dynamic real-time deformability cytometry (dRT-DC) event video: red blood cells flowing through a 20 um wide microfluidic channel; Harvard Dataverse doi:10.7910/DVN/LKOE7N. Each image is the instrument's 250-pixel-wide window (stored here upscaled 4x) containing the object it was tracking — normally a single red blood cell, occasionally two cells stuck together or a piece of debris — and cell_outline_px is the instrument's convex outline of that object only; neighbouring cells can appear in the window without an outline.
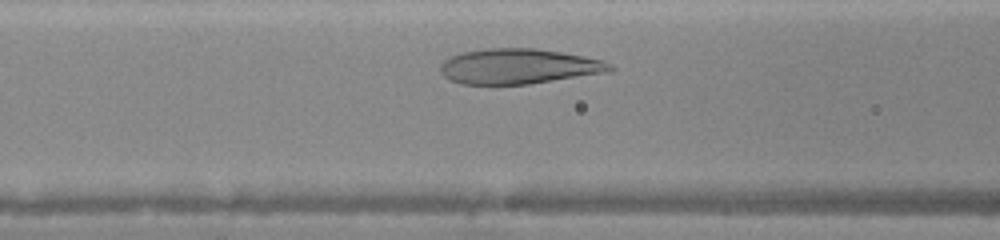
{"species": "human", "species_latin": "Homo sapiens", "temperature_condition": "warm", "stored_images_in_passage": 24, "camera_frame_rate_fps": 3000, "um_per_image_px": 0.085, "donor": {"sex": "female"}, "frame": {"image": 1, "passage_image": 6, "time_ms": 1.667, "image_size_px": [1000, 240], "cell_outline_px": [[616, 68], [608, 72], [528, 84], [460, 84], [444, 76], [440, 72], [440, 64], [448, 56], [460, 52], [488, 48], [536, 48], [584, 56], [604, 60], [612, 64]], "centroid_in_image_um": [44.07, 5.63], "position_along_channel_um": 122.5, "area_um2": 34.97}}
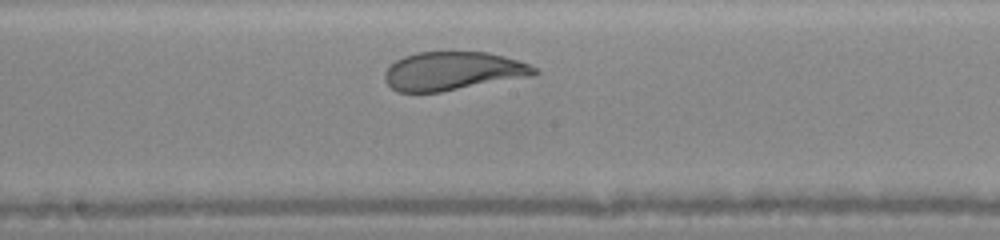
{"frame": {"image": 2, "passage_image": 12, "time_ms": 3.667, "image_size_px": [1000, 240], "cell_outline_px": [[540, 72], [536, 76], [440, 92], [396, 92], [384, 80], [384, 72], [396, 60], [404, 56], [416, 52], [488, 52], [504, 56], [528, 64], [536, 68]], "centroid_in_image_um": [38.52, 6.05], "position_along_channel_um": 209.7, "area_um2": 33.81}}
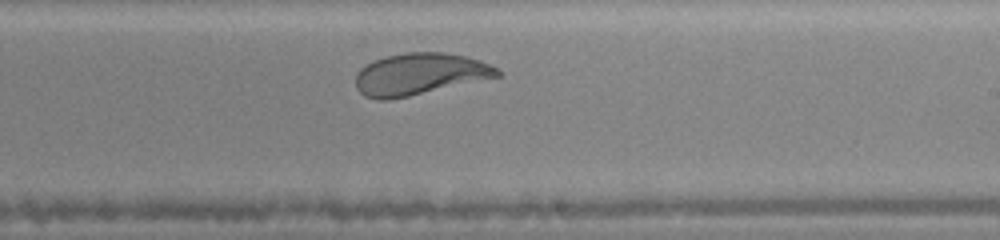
{"frame": {"image": 3, "passage_image": 15, "time_ms": 4.667, "image_size_px": [1000, 240], "cell_outline_px": [[500, 76], [408, 96], [388, 100], [376, 100], [364, 96], [356, 88], [356, 72], [360, 68], [376, 60], [388, 56], [404, 52], [444, 52], [464, 56], [480, 60], [496, 68], [500, 72]], "centroid_in_image_um": [35.63, 6.3], "position_along_channel_um": 253.4, "area_um2": 34.16}}